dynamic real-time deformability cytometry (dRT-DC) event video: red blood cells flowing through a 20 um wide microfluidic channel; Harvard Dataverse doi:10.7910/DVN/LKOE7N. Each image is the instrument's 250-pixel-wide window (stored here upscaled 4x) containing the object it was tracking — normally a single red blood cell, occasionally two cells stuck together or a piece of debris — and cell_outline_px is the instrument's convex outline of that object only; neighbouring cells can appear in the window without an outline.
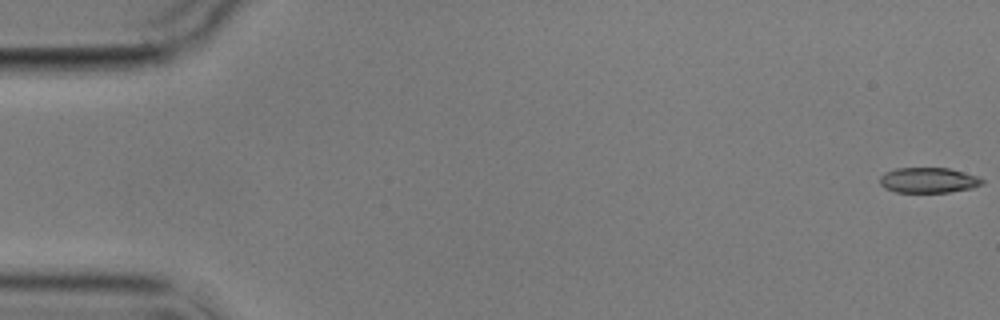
{"species": "common noctule bat (a hibernating species)", "species_latin": "Nyctalus noctula", "temperature_condition": "cold", "stored_images_in_passage": 5, "camera_frame_rate_fps": 3000, "um_per_image_px": 0.085, "animal": {"sex": "male", "body_mass_g": 17.9}, "frame": {"image": 1, "passage_image": 1, "time_ms": 0.0, "image_size_px": [1000, 320], "cell_outline_px": [[984, 184], [972, 188], [948, 192], [896, 192], [884, 188], [880, 184], [880, 176], [884, 172], [896, 168], [948, 168], [976, 176], [984, 180]], "centroid_in_image_um": [78.89, 15.32], "position_along_channel_um": 6.1, "area_um2": 15.09}}
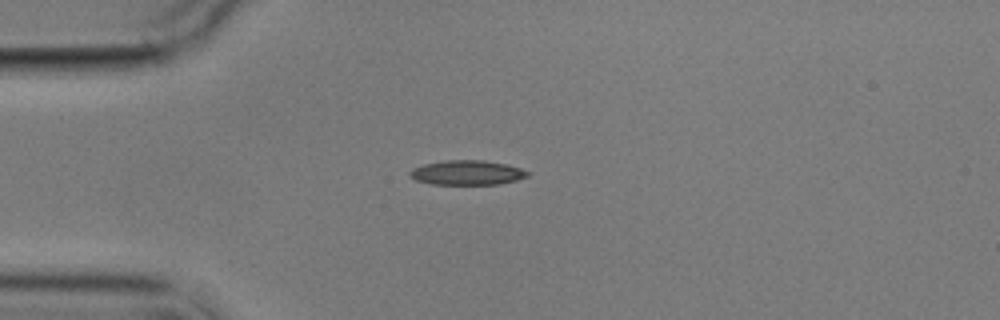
{"frame": {"image": 2, "passage_image": 5, "time_ms": 4.667, "image_size_px": [1000, 320], "cell_outline_px": [[532, 172], [528, 176], [516, 180], [500, 184], [432, 184], [416, 180], [408, 172], [412, 168], [424, 164], [444, 160], [484, 160], [508, 164]], "centroid_in_image_um": [39.74, 14.66], "position_along_channel_um": 45.3, "area_um2": 16.94}}